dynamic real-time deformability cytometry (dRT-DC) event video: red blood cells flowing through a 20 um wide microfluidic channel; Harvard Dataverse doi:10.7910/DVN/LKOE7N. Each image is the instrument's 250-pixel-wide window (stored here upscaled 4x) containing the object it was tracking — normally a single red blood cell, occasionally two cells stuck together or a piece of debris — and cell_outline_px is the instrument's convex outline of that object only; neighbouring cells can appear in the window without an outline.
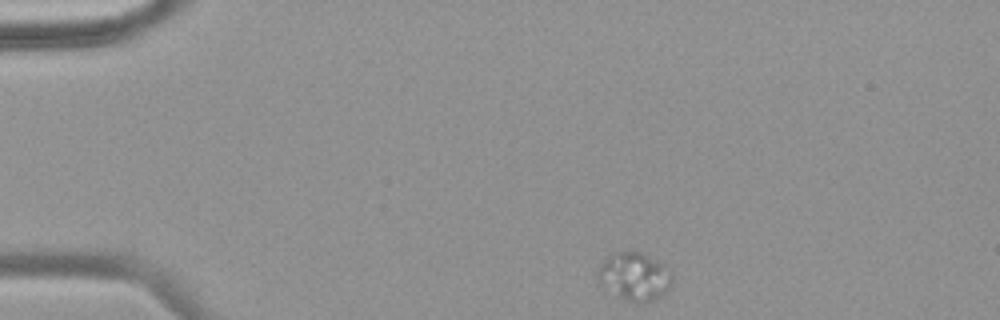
{"species": "common noctule bat (a hibernating species)", "species_latin": "Nyctalus noctula", "temperature_condition": "warm", "stored_images_in_passage": 41, "camera_frame_rate_fps": 3000, "um_per_image_px": 0.085, "animal": {"sex": "female", "body_mass_g": 18.4}, "frame": {"image": 1, "passage_image": 1, "time_ms": 0.0, "image_size_px": [1000, 320], "cell_outline_px": [[672, 284], [660, 296], [652, 300], [640, 304], [632, 304], [604, 292], [600, 284], [596, 272], [600, 264], [608, 256], [616, 252], [640, 252], [648, 256], [668, 268], [672, 272]], "centroid_in_image_um": [53.86, 23.56], "position_along_channel_um": 31.1, "area_um2": 21.27}}
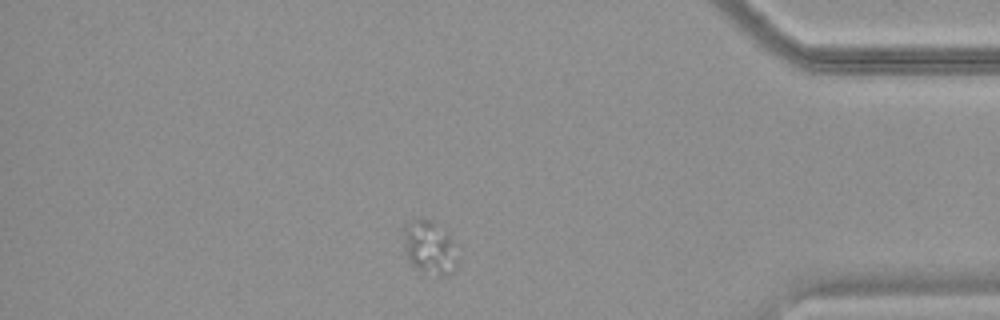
{"frame": {"image": 2, "passage_image": 35, "time_ms": 11.333, "image_size_px": [1000, 320], "cell_outline_px": [[456, 264], [452, 272], [448, 276], [436, 276], [424, 272], [416, 268], [412, 264], [408, 256], [400, 232], [400, 228], [404, 224], [416, 220], [432, 220], [448, 232], [456, 260]], "centroid_in_image_um": [36.45, 21.03], "position_along_channel_um": 398.7, "area_um2": 16.7}}